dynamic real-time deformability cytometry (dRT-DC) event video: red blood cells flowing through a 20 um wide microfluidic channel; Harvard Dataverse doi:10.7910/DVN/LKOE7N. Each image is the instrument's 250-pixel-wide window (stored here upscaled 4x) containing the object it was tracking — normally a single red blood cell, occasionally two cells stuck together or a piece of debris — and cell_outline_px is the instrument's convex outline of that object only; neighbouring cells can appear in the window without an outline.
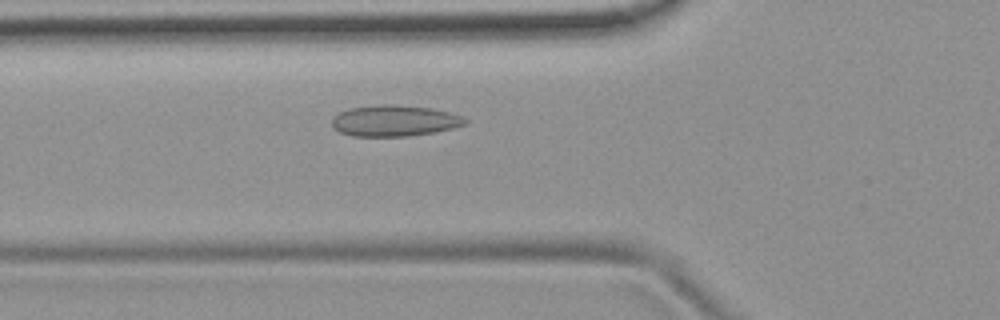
{"species": "common noctule bat (a hibernating species)", "species_latin": "Nyctalus noctula", "temperature_condition": "room temperature", "stored_images_in_passage": 37, "camera_frame_rate_fps": 3000, "um_per_image_px": 0.085, "animal": {"sex": "female", "body_mass_g": 19.9}, "frame": {"image": 1, "passage_image": 3, "time_ms": 0.667, "image_size_px": [1000, 320], "cell_outline_px": [[468, 124], [452, 128], [432, 132], [408, 136], [352, 136], [340, 132], [332, 128], [332, 116], [348, 108], [384, 104], [392, 104], [432, 108], [464, 116], [468, 120]], "centroid_in_image_um": [33.52, 10.26], "position_along_channel_um": 92.3, "area_um2": 24.28}}
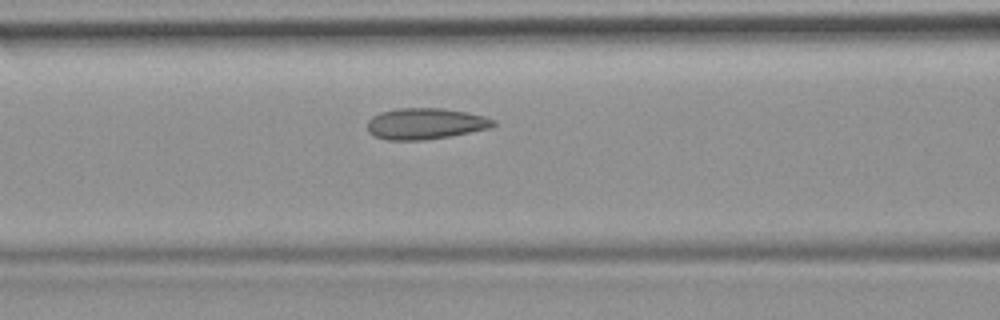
{"frame": {"image": 2, "passage_image": 6, "time_ms": 1.667, "image_size_px": [1000, 320], "cell_outline_px": [[496, 124], [492, 128], [448, 136], [424, 140], [388, 140], [372, 136], [368, 132], [368, 120], [372, 116], [380, 112], [396, 108], [444, 108], [468, 112], [484, 116], [496, 120]], "centroid_in_image_um": [36.16, 10.51], "position_along_channel_um": 130.4, "area_um2": 23.12}}
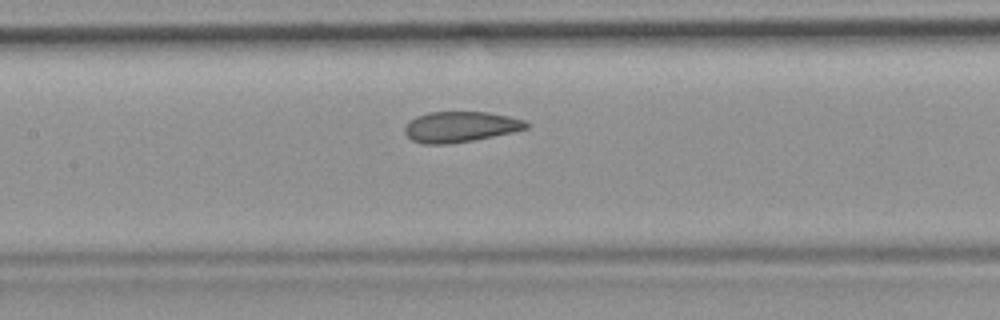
{"frame": {"image": 3, "passage_image": 9, "time_ms": 2.667, "image_size_px": [1000, 320], "cell_outline_px": [[532, 124], [528, 128], [512, 132], [472, 140], [448, 144], [424, 144], [412, 140], [404, 132], [404, 128], [416, 116], [428, 112], [488, 112], [508, 116], [524, 120]], "centroid_in_image_um": [39.15, 10.77], "position_along_channel_um": 168.3, "area_um2": 21.56}, "authors_computed_cell_mechanics": {"area_um2": 22.5998, "velocity_mm_per_s": 3.7809, "shape_relaxation_time_tau1_ms": 9.3832, "shape_relaxation_time_tau2_ms": 1.1548, "deformation_change_tau1": 0.1509, "deformation_change_tau2": 0.0608}}